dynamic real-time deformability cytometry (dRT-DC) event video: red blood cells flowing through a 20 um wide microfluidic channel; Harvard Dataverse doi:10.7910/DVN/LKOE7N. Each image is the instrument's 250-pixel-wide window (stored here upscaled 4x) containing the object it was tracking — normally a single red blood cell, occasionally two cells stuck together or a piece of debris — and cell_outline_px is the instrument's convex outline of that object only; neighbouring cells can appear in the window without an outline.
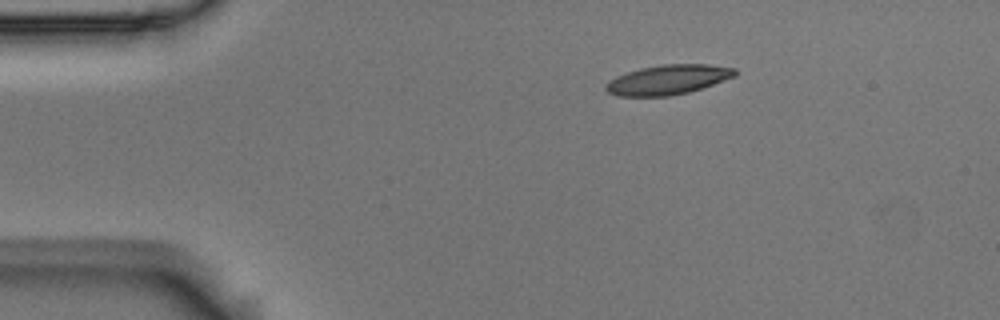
{"species": "Egyptian fruit bat (a non-hibernating species)", "species_latin": "Rousettus aegyptiacus", "temperature_condition": "room temperature", "stored_images_in_passage": 3, "camera_frame_rate_fps": 3000, "um_per_image_px": 0.085, "animal": {"sex": "male"}, "frame": {"image": 1, "passage_image": 1, "time_ms": 0.0, "image_size_px": [1000, 320], "cell_outline_px": [[736, 76], [688, 92], [668, 96], [616, 96], [608, 92], [604, 88], [604, 84], [608, 80], [616, 76], [640, 68], [664, 64], [708, 64], [736, 68]], "centroid_in_image_um": [56.74, 6.77], "position_along_channel_um": 28.3, "area_um2": 22.31}}